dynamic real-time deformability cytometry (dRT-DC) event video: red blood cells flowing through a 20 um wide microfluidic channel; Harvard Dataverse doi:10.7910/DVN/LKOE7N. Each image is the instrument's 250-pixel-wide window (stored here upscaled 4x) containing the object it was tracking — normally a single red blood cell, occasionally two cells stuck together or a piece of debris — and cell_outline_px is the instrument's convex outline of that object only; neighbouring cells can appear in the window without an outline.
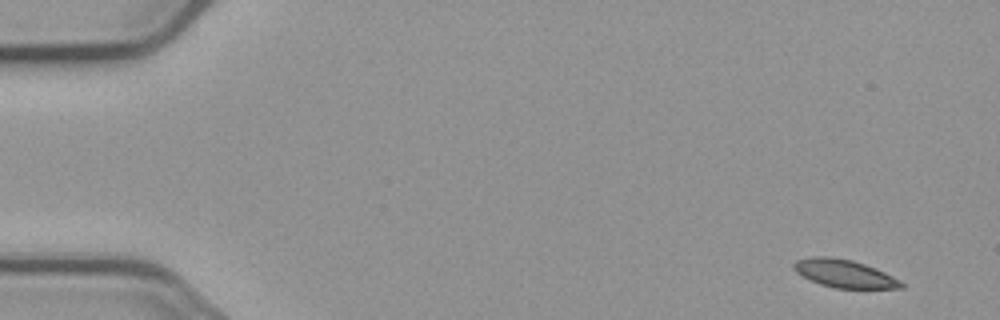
{"species": "common noctule bat (a hibernating species)", "species_latin": "Nyctalus noctula", "temperature_condition": "cold", "stored_images_in_passage": 5, "camera_frame_rate_fps": 3000, "um_per_image_px": 0.085, "animal": {"sex": "male", "body_mass_g": 23.1, "forearm_length_mm": 52.7}, "frame": {"image": 1, "passage_image": 1, "time_ms": 0.0, "image_size_px": [1000, 320], "cell_outline_px": [[904, 288], [836, 288], [820, 284], [796, 272], [792, 268], [792, 264], [796, 260], [808, 256], [828, 256], [852, 260], [876, 268], [900, 280], [904, 284]], "centroid_in_image_um": [71.75, 23.24], "position_along_channel_um": 13.3, "area_um2": 17.46}}
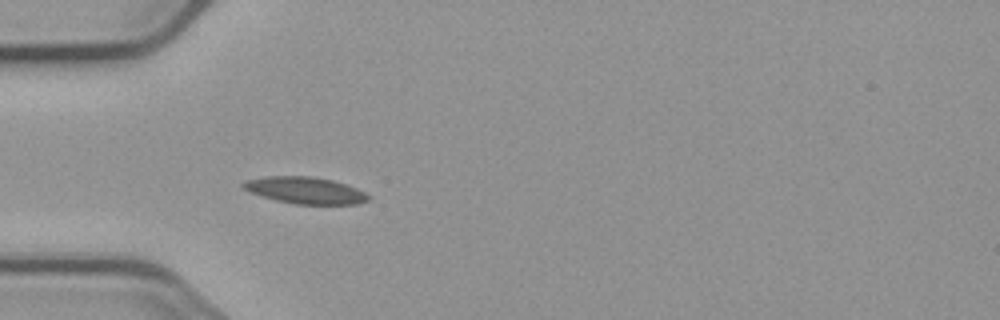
{"frame": {"image": 2, "passage_image": 5, "time_ms": 4.667, "image_size_px": [1000, 320], "cell_outline_px": [[372, 196], [368, 200], [360, 204], [296, 204], [276, 200], [252, 192], [244, 188], [240, 184], [244, 180], [268, 176], [312, 176], [332, 180], [356, 188]], "centroid_in_image_um": [25.97, 16.17], "position_along_channel_um": 59.0, "area_um2": 19.36}}